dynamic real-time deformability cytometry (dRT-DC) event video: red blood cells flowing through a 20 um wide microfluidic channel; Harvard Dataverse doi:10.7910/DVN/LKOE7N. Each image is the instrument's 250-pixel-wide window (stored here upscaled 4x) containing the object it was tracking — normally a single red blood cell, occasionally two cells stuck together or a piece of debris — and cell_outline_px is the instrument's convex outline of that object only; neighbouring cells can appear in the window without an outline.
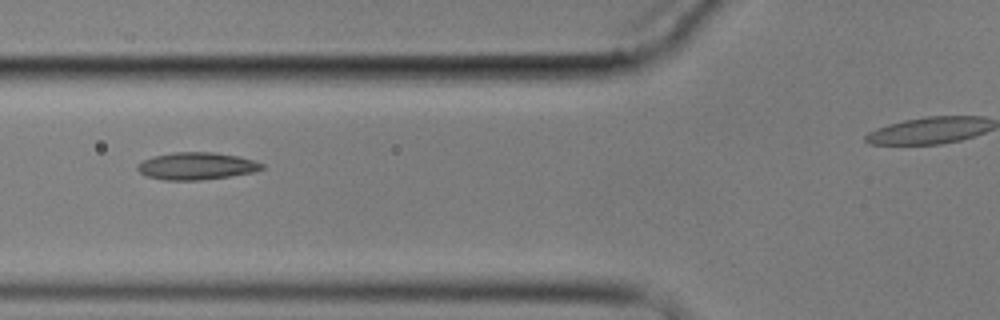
{"species": "common noctule bat (a hibernating species)", "species_latin": "Nyctalus noctula", "temperature_condition": "cold", "stored_images_in_passage": 11, "segment_of_instrument_passage": [1, 2], "camera_frame_rate_fps": 3000, "um_per_image_px": 0.085, "animal": {"sex": "male", "body_mass_g": 17.9}, "frame": {"image": 1, "passage_image": 7, "time_ms": 7.0, "image_size_px": [1000, 320], "cell_outline_px": [[264, 168], [252, 172], [228, 176], [200, 180], [164, 180], [144, 176], [136, 168], [136, 164], [152, 156], [176, 152], [212, 152], [240, 156], [264, 164]], "centroid_in_image_um": [16.66, 14.11], "position_along_channel_um": 109.1, "area_um2": 19.77}}
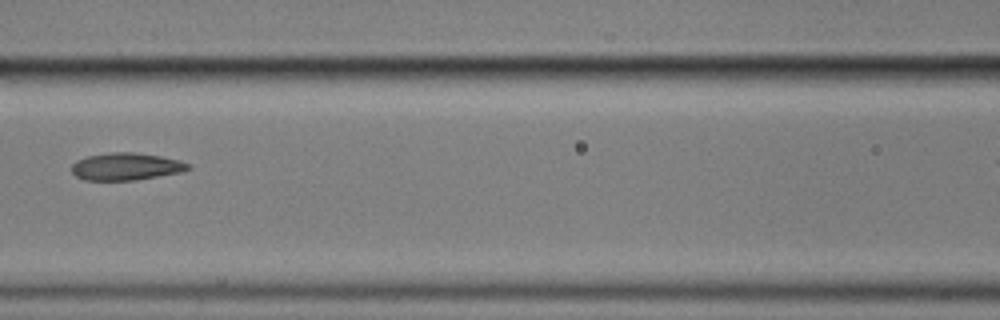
{"frame": {"image": 2, "passage_image": 8, "time_ms": 8.333, "image_size_px": [1000, 320], "cell_outline_px": [[192, 168], [184, 172], [136, 180], [84, 180], [76, 176], [72, 172], [72, 164], [76, 160], [88, 156], [112, 152], [136, 152], [160, 156], [180, 160], [192, 164]], "centroid_in_image_um": [10.77, 14.16], "position_along_channel_um": 155.8, "area_um2": 18.79}}
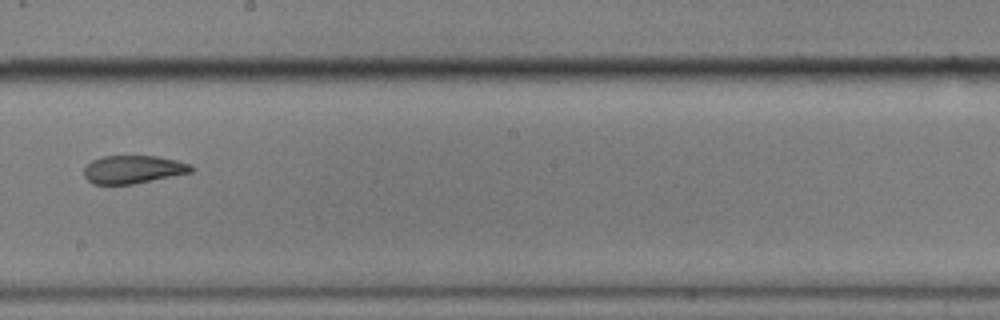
{"frame": {"image": 3, "passage_image": 10, "time_ms": 10.667, "image_size_px": [1000, 320], "cell_outline_px": [[196, 168], [192, 172], [132, 184], [92, 184], [84, 176], [84, 168], [92, 160], [100, 156], [156, 156], [176, 160], [192, 164]], "centroid_in_image_um": [11.33, 14.39], "position_along_channel_um": 236.9, "area_um2": 17.57}}